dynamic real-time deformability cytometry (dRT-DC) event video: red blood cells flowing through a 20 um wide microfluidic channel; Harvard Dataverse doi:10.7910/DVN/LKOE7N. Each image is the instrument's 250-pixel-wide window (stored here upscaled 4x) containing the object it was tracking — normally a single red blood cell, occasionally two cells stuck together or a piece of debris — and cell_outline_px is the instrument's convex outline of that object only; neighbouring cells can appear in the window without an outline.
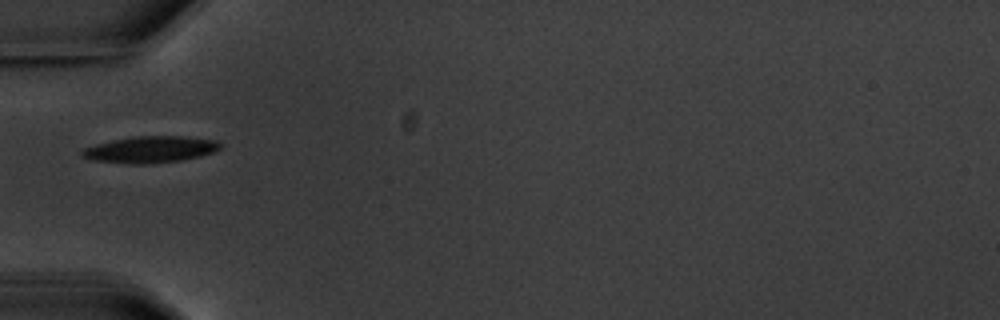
{"species": "common noctule bat (a hibernating species)", "species_latin": "Nyctalus noctula", "temperature_condition": "warm", "stored_images_in_passage": 6, "camera_frame_rate_fps": 3000, "um_per_image_px": 0.085, "animal": {"sex": "male", "body_mass_g": 20.1, "forearm_length_mm": 53.5}, "frame": {"image": 1, "passage_image": 5, "time_ms": 5.0, "image_size_px": [1000, 320], "cell_outline_px": [[224, 144], [216, 152], [200, 156], [180, 160], [152, 164], [128, 164], [88, 160], [80, 156], [80, 152], [84, 148], [96, 144], [112, 140], [132, 136], [180, 136], [220, 140]], "centroid_in_image_um": [12.78, 12.71], "position_along_channel_um": 72.2, "area_um2": 21.85}}